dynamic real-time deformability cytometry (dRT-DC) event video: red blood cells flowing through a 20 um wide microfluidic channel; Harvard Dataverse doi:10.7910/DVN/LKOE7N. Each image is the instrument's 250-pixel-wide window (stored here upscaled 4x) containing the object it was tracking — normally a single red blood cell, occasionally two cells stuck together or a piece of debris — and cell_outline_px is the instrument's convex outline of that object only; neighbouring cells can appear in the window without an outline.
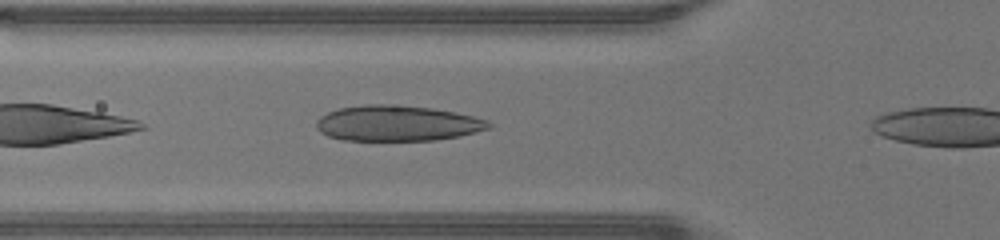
{"species": "human", "species_latin": "Homo sapiens", "temperature_condition": "warm", "stored_images_in_passage": 24, "camera_frame_rate_fps": 3000, "um_per_image_px": 0.085, "donor": {"sex": "male"}, "frame": {"image": 1, "passage_image": 3, "time_ms": 0.667, "image_size_px": [1000, 240], "cell_outline_px": [[492, 128], [460, 136], [436, 140], [344, 140], [328, 136], [320, 132], [316, 128], [316, 120], [320, 116], [328, 112], [340, 108], [364, 104], [388, 104], [432, 108], [472, 116], [488, 120], [492, 124]], "centroid_in_image_um": [33.76, 10.48], "position_along_channel_um": 92.0, "area_um2": 35.78}}
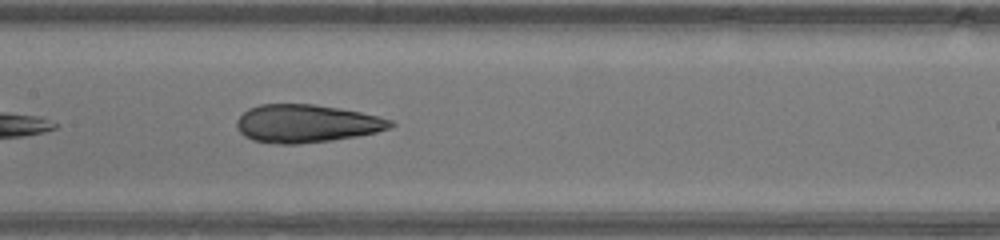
{"frame": {"image": 2, "passage_image": 9, "time_ms": 2.667, "image_size_px": [1000, 240], "cell_outline_px": [[396, 124], [388, 128], [376, 132], [356, 136], [332, 140], [296, 144], [280, 144], [252, 140], [244, 136], [236, 128], [236, 120], [248, 108], [260, 104], [312, 104], [340, 108], [360, 112], [392, 120]], "centroid_in_image_um": [26.01, 10.5], "position_along_channel_um": 181.4, "area_um2": 33.93}}
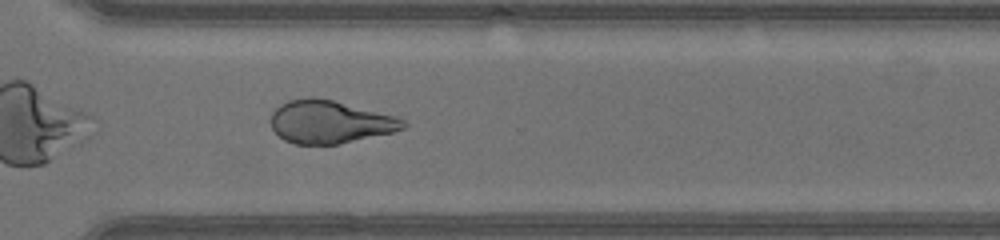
{"frame": {"image": 3, "passage_image": 20, "time_ms": 6.333, "image_size_px": [1000, 240], "cell_outline_px": [[408, 124], [404, 128], [392, 132], [336, 144], [296, 144], [284, 140], [272, 128], [272, 112], [280, 104], [288, 100], [308, 96], [312, 96], [332, 100], [396, 116], [404, 120]], "centroid_in_image_um": [28.02, 10.34], "position_along_channel_um": 342.6, "area_um2": 32.77}}